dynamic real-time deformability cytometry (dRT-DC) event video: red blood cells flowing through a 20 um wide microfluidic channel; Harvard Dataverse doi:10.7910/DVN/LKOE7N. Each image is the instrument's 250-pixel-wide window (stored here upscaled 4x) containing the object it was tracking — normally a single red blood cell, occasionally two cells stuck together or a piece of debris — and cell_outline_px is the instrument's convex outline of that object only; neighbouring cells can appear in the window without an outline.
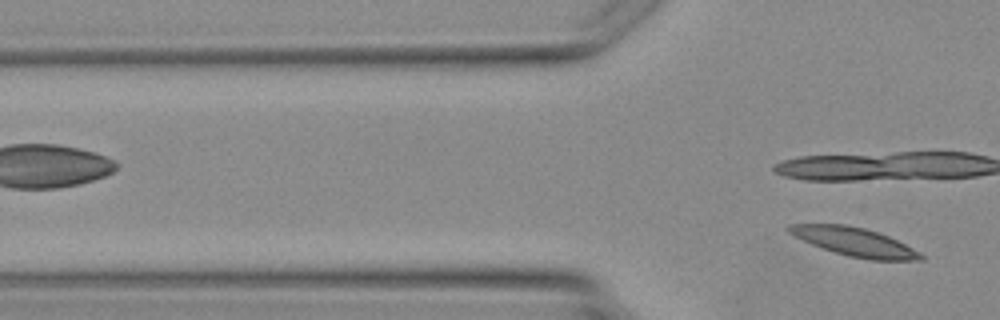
{"species": "Egyptian fruit bat (a non-hibernating species)", "species_latin": "Rousettus aegyptiacus", "temperature_condition": "warm", "stored_images_in_passage": 3, "camera_frame_rate_fps": 3000, "um_per_image_px": 0.085, "animal": {"sex": "female"}, "frame": {"image": 1, "passage_image": 3, "time_ms": 3.0, "image_size_px": [1000, 320], "cell_outline_px": [[924, 260], [868, 260], [848, 256], [812, 244], [788, 232], [784, 228], [788, 224], [848, 224], [864, 228], [888, 236], [920, 252], [924, 256]], "centroid_in_image_um": [72.63, 20.55], "position_along_channel_um": 53.2, "area_um2": 21.68}}